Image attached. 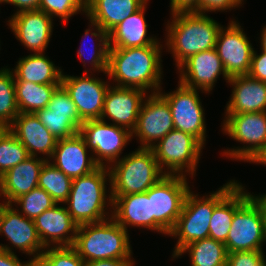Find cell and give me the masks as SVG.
Listing matches in <instances>:
<instances>
[{
    "label": "cell",
    "mask_w": 266,
    "mask_h": 266,
    "mask_svg": "<svg viewBox=\"0 0 266 266\" xmlns=\"http://www.w3.org/2000/svg\"><path fill=\"white\" fill-rule=\"evenodd\" d=\"M163 49L165 46L109 48L104 78L108 77L111 84L117 87L158 93L163 85Z\"/></svg>",
    "instance_id": "obj_1"
},
{
    "label": "cell",
    "mask_w": 266,
    "mask_h": 266,
    "mask_svg": "<svg viewBox=\"0 0 266 266\" xmlns=\"http://www.w3.org/2000/svg\"><path fill=\"white\" fill-rule=\"evenodd\" d=\"M163 41L166 52L172 54L175 67L190 56L215 48L222 24L207 14L180 12L170 14Z\"/></svg>",
    "instance_id": "obj_2"
},
{
    "label": "cell",
    "mask_w": 266,
    "mask_h": 266,
    "mask_svg": "<svg viewBox=\"0 0 266 266\" xmlns=\"http://www.w3.org/2000/svg\"><path fill=\"white\" fill-rule=\"evenodd\" d=\"M112 203L109 167L99 166L72 180L69 197L63 204L79 226L112 217Z\"/></svg>",
    "instance_id": "obj_3"
},
{
    "label": "cell",
    "mask_w": 266,
    "mask_h": 266,
    "mask_svg": "<svg viewBox=\"0 0 266 266\" xmlns=\"http://www.w3.org/2000/svg\"><path fill=\"white\" fill-rule=\"evenodd\" d=\"M238 180H228L215 192L201 196L192 189L188 192L182 212L168 236L177 240L172 250L174 256L189 243L209 238V225L215 206L238 184Z\"/></svg>",
    "instance_id": "obj_4"
},
{
    "label": "cell",
    "mask_w": 266,
    "mask_h": 266,
    "mask_svg": "<svg viewBox=\"0 0 266 266\" xmlns=\"http://www.w3.org/2000/svg\"><path fill=\"white\" fill-rule=\"evenodd\" d=\"M129 233L112 217L78 226L73 247L87 261L134 259Z\"/></svg>",
    "instance_id": "obj_5"
},
{
    "label": "cell",
    "mask_w": 266,
    "mask_h": 266,
    "mask_svg": "<svg viewBox=\"0 0 266 266\" xmlns=\"http://www.w3.org/2000/svg\"><path fill=\"white\" fill-rule=\"evenodd\" d=\"M134 150L109 167L112 197L146 192L166 175L151 148Z\"/></svg>",
    "instance_id": "obj_6"
},
{
    "label": "cell",
    "mask_w": 266,
    "mask_h": 266,
    "mask_svg": "<svg viewBox=\"0 0 266 266\" xmlns=\"http://www.w3.org/2000/svg\"><path fill=\"white\" fill-rule=\"evenodd\" d=\"M204 147L191 134L173 129L151 150L165 174L184 175L194 179Z\"/></svg>",
    "instance_id": "obj_7"
},
{
    "label": "cell",
    "mask_w": 266,
    "mask_h": 266,
    "mask_svg": "<svg viewBox=\"0 0 266 266\" xmlns=\"http://www.w3.org/2000/svg\"><path fill=\"white\" fill-rule=\"evenodd\" d=\"M221 131L243 146L223 148L222 156L232 161L250 162L266 145V112L224 114Z\"/></svg>",
    "instance_id": "obj_8"
},
{
    "label": "cell",
    "mask_w": 266,
    "mask_h": 266,
    "mask_svg": "<svg viewBox=\"0 0 266 266\" xmlns=\"http://www.w3.org/2000/svg\"><path fill=\"white\" fill-rule=\"evenodd\" d=\"M188 178V179H187ZM189 177L165 175L148 190L152 207V232L167 235L180 216L188 192Z\"/></svg>",
    "instance_id": "obj_9"
},
{
    "label": "cell",
    "mask_w": 266,
    "mask_h": 266,
    "mask_svg": "<svg viewBox=\"0 0 266 266\" xmlns=\"http://www.w3.org/2000/svg\"><path fill=\"white\" fill-rule=\"evenodd\" d=\"M79 134L92 152L95 162L105 167L123 158L124 148L132 141V133L128 129L100 119L84 121Z\"/></svg>",
    "instance_id": "obj_10"
},
{
    "label": "cell",
    "mask_w": 266,
    "mask_h": 266,
    "mask_svg": "<svg viewBox=\"0 0 266 266\" xmlns=\"http://www.w3.org/2000/svg\"><path fill=\"white\" fill-rule=\"evenodd\" d=\"M177 86L176 90L167 93L162 88L158 92L170 106L174 129L191 134L206 146L208 135L206 133L205 109L199 92L206 95L209 93L188 88L179 82Z\"/></svg>",
    "instance_id": "obj_11"
},
{
    "label": "cell",
    "mask_w": 266,
    "mask_h": 266,
    "mask_svg": "<svg viewBox=\"0 0 266 266\" xmlns=\"http://www.w3.org/2000/svg\"><path fill=\"white\" fill-rule=\"evenodd\" d=\"M227 253L237 251H264L266 227L262 212L249 197L233 215L226 242Z\"/></svg>",
    "instance_id": "obj_12"
},
{
    "label": "cell",
    "mask_w": 266,
    "mask_h": 266,
    "mask_svg": "<svg viewBox=\"0 0 266 266\" xmlns=\"http://www.w3.org/2000/svg\"><path fill=\"white\" fill-rule=\"evenodd\" d=\"M0 236H5L8 241V244H0L1 249L14 254L17 249L32 261L46 249L38 235L34 220L22 215L11 204L2 202H0Z\"/></svg>",
    "instance_id": "obj_13"
},
{
    "label": "cell",
    "mask_w": 266,
    "mask_h": 266,
    "mask_svg": "<svg viewBox=\"0 0 266 266\" xmlns=\"http://www.w3.org/2000/svg\"><path fill=\"white\" fill-rule=\"evenodd\" d=\"M215 48L229 77L248 75L254 46L234 17L220 28Z\"/></svg>",
    "instance_id": "obj_14"
},
{
    "label": "cell",
    "mask_w": 266,
    "mask_h": 266,
    "mask_svg": "<svg viewBox=\"0 0 266 266\" xmlns=\"http://www.w3.org/2000/svg\"><path fill=\"white\" fill-rule=\"evenodd\" d=\"M94 73H83L81 76L63 72L61 85L66 89L83 121L100 119L106 92L111 85Z\"/></svg>",
    "instance_id": "obj_15"
},
{
    "label": "cell",
    "mask_w": 266,
    "mask_h": 266,
    "mask_svg": "<svg viewBox=\"0 0 266 266\" xmlns=\"http://www.w3.org/2000/svg\"><path fill=\"white\" fill-rule=\"evenodd\" d=\"M173 129L172 112L167 101L159 93L148 94L132 131V139L136 137L139 148H151Z\"/></svg>",
    "instance_id": "obj_16"
},
{
    "label": "cell",
    "mask_w": 266,
    "mask_h": 266,
    "mask_svg": "<svg viewBox=\"0 0 266 266\" xmlns=\"http://www.w3.org/2000/svg\"><path fill=\"white\" fill-rule=\"evenodd\" d=\"M53 20L39 9L24 10L13 13L6 25L30 54L45 53L53 35Z\"/></svg>",
    "instance_id": "obj_17"
},
{
    "label": "cell",
    "mask_w": 266,
    "mask_h": 266,
    "mask_svg": "<svg viewBox=\"0 0 266 266\" xmlns=\"http://www.w3.org/2000/svg\"><path fill=\"white\" fill-rule=\"evenodd\" d=\"M175 70H177L179 76V83L209 94H212L213 88L221 75L226 84L230 79L216 48L190 56Z\"/></svg>",
    "instance_id": "obj_18"
},
{
    "label": "cell",
    "mask_w": 266,
    "mask_h": 266,
    "mask_svg": "<svg viewBox=\"0 0 266 266\" xmlns=\"http://www.w3.org/2000/svg\"><path fill=\"white\" fill-rule=\"evenodd\" d=\"M148 94L139 88L110 85L105 95L100 120L112 122L132 133L136 127L141 106Z\"/></svg>",
    "instance_id": "obj_19"
},
{
    "label": "cell",
    "mask_w": 266,
    "mask_h": 266,
    "mask_svg": "<svg viewBox=\"0 0 266 266\" xmlns=\"http://www.w3.org/2000/svg\"><path fill=\"white\" fill-rule=\"evenodd\" d=\"M48 161L72 180L87 175L99 167L79 133L58 140Z\"/></svg>",
    "instance_id": "obj_20"
},
{
    "label": "cell",
    "mask_w": 266,
    "mask_h": 266,
    "mask_svg": "<svg viewBox=\"0 0 266 266\" xmlns=\"http://www.w3.org/2000/svg\"><path fill=\"white\" fill-rule=\"evenodd\" d=\"M38 235L45 247L73 246L78 224L64 204L56 203L34 220Z\"/></svg>",
    "instance_id": "obj_21"
},
{
    "label": "cell",
    "mask_w": 266,
    "mask_h": 266,
    "mask_svg": "<svg viewBox=\"0 0 266 266\" xmlns=\"http://www.w3.org/2000/svg\"><path fill=\"white\" fill-rule=\"evenodd\" d=\"M8 129L26 147L29 156L39 155L46 160L52 157L58 140L36 114L19 113Z\"/></svg>",
    "instance_id": "obj_22"
},
{
    "label": "cell",
    "mask_w": 266,
    "mask_h": 266,
    "mask_svg": "<svg viewBox=\"0 0 266 266\" xmlns=\"http://www.w3.org/2000/svg\"><path fill=\"white\" fill-rule=\"evenodd\" d=\"M227 84L232 92L224 114L266 112V82L238 75L230 77Z\"/></svg>",
    "instance_id": "obj_23"
},
{
    "label": "cell",
    "mask_w": 266,
    "mask_h": 266,
    "mask_svg": "<svg viewBox=\"0 0 266 266\" xmlns=\"http://www.w3.org/2000/svg\"><path fill=\"white\" fill-rule=\"evenodd\" d=\"M46 161L43 157L29 156L1 176L0 200H3L2 203L11 204L21 195L38 187L39 174Z\"/></svg>",
    "instance_id": "obj_24"
},
{
    "label": "cell",
    "mask_w": 266,
    "mask_h": 266,
    "mask_svg": "<svg viewBox=\"0 0 266 266\" xmlns=\"http://www.w3.org/2000/svg\"><path fill=\"white\" fill-rule=\"evenodd\" d=\"M149 0L136 12L127 17L109 33V48H129L142 46H164L161 38L148 34L149 25L146 22V6ZM148 35V36H147Z\"/></svg>",
    "instance_id": "obj_25"
},
{
    "label": "cell",
    "mask_w": 266,
    "mask_h": 266,
    "mask_svg": "<svg viewBox=\"0 0 266 266\" xmlns=\"http://www.w3.org/2000/svg\"><path fill=\"white\" fill-rule=\"evenodd\" d=\"M112 218L127 232L128 228L152 231L151 198L146 192L112 197Z\"/></svg>",
    "instance_id": "obj_26"
},
{
    "label": "cell",
    "mask_w": 266,
    "mask_h": 266,
    "mask_svg": "<svg viewBox=\"0 0 266 266\" xmlns=\"http://www.w3.org/2000/svg\"><path fill=\"white\" fill-rule=\"evenodd\" d=\"M148 0H91L85 18L97 23L107 33L138 11Z\"/></svg>",
    "instance_id": "obj_27"
},
{
    "label": "cell",
    "mask_w": 266,
    "mask_h": 266,
    "mask_svg": "<svg viewBox=\"0 0 266 266\" xmlns=\"http://www.w3.org/2000/svg\"><path fill=\"white\" fill-rule=\"evenodd\" d=\"M45 54L35 53L20 57L11 69L15 81L61 85L63 70Z\"/></svg>",
    "instance_id": "obj_28"
},
{
    "label": "cell",
    "mask_w": 266,
    "mask_h": 266,
    "mask_svg": "<svg viewBox=\"0 0 266 266\" xmlns=\"http://www.w3.org/2000/svg\"><path fill=\"white\" fill-rule=\"evenodd\" d=\"M249 193L239 182L214 208L209 225V238L225 243L234 212L249 198Z\"/></svg>",
    "instance_id": "obj_29"
},
{
    "label": "cell",
    "mask_w": 266,
    "mask_h": 266,
    "mask_svg": "<svg viewBox=\"0 0 266 266\" xmlns=\"http://www.w3.org/2000/svg\"><path fill=\"white\" fill-rule=\"evenodd\" d=\"M87 20L89 21L88 23L89 25L88 28H86V30L84 31L85 32L84 35H82L83 42L77 50L78 58L80 59V62H83L82 64L85 67L84 73L90 72L95 74L98 73L105 74L107 73V68H108V51H109L108 33L103 28H101L97 23H94L90 19ZM90 35L92 36L91 39L94 38L93 41H95L92 46H90V44L88 45L87 42L84 41L85 39L89 38ZM91 39L90 41L92 42ZM86 46L87 47L89 46L87 48L88 51L86 50L88 53V57H86V51L83 49V47L86 48ZM89 48L91 50H89ZM87 65L88 67L90 66V68H86Z\"/></svg>",
    "instance_id": "obj_30"
},
{
    "label": "cell",
    "mask_w": 266,
    "mask_h": 266,
    "mask_svg": "<svg viewBox=\"0 0 266 266\" xmlns=\"http://www.w3.org/2000/svg\"><path fill=\"white\" fill-rule=\"evenodd\" d=\"M188 254L190 266H226L227 250L223 242L212 238L193 241L183 247L173 258Z\"/></svg>",
    "instance_id": "obj_31"
},
{
    "label": "cell",
    "mask_w": 266,
    "mask_h": 266,
    "mask_svg": "<svg viewBox=\"0 0 266 266\" xmlns=\"http://www.w3.org/2000/svg\"><path fill=\"white\" fill-rule=\"evenodd\" d=\"M59 85L15 81L16 101L19 113H36L47 107Z\"/></svg>",
    "instance_id": "obj_32"
},
{
    "label": "cell",
    "mask_w": 266,
    "mask_h": 266,
    "mask_svg": "<svg viewBox=\"0 0 266 266\" xmlns=\"http://www.w3.org/2000/svg\"><path fill=\"white\" fill-rule=\"evenodd\" d=\"M18 114L15 77L7 65L0 69V127L8 128Z\"/></svg>",
    "instance_id": "obj_33"
},
{
    "label": "cell",
    "mask_w": 266,
    "mask_h": 266,
    "mask_svg": "<svg viewBox=\"0 0 266 266\" xmlns=\"http://www.w3.org/2000/svg\"><path fill=\"white\" fill-rule=\"evenodd\" d=\"M72 179L48 160L39 174L38 187L44 189L56 203L63 204L69 197Z\"/></svg>",
    "instance_id": "obj_34"
},
{
    "label": "cell",
    "mask_w": 266,
    "mask_h": 266,
    "mask_svg": "<svg viewBox=\"0 0 266 266\" xmlns=\"http://www.w3.org/2000/svg\"><path fill=\"white\" fill-rule=\"evenodd\" d=\"M29 157L26 147L9 131L0 130V177Z\"/></svg>",
    "instance_id": "obj_35"
},
{
    "label": "cell",
    "mask_w": 266,
    "mask_h": 266,
    "mask_svg": "<svg viewBox=\"0 0 266 266\" xmlns=\"http://www.w3.org/2000/svg\"><path fill=\"white\" fill-rule=\"evenodd\" d=\"M55 204L56 202L52 197L40 187L21 195L11 203L22 215L32 220H35L37 216Z\"/></svg>",
    "instance_id": "obj_36"
},
{
    "label": "cell",
    "mask_w": 266,
    "mask_h": 266,
    "mask_svg": "<svg viewBox=\"0 0 266 266\" xmlns=\"http://www.w3.org/2000/svg\"><path fill=\"white\" fill-rule=\"evenodd\" d=\"M84 260L73 246L46 247L33 266H84Z\"/></svg>",
    "instance_id": "obj_37"
},
{
    "label": "cell",
    "mask_w": 266,
    "mask_h": 266,
    "mask_svg": "<svg viewBox=\"0 0 266 266\" xmlns=\"http://www.w3.org/2000/svg\"><path fill=\"white\" fill-rule=\"evenodd\" d=\"M35 114L44 127L47 128L57 140L68 138L79 133V127L68 118V114L52 113L47 107L38 110Z\"/></svg>",
    "instance_id": "obj_38"
},
{
    "label": "cell",
    "mask_w": 266,
    "mask_h": 266,
    "mask_svg": "<svg viewBox=\"0 0 266 266\" xmlns=\"http://www.w3.org/2000/svg\"><path fill=\"white\" fill-rule=\"evenodd\" d=\"M38 9L53 19L59 18L63 26L72 16L85 15V6L79 0H40Z\"/></svg>",
    "instance_id": "obj_39"
},
{
    "label": "cell",
    "mask_w": 266,
    "mask_h": 266,
    "mask_svg": "<svg viewBox=\"0 0 266 266\" xmlns=\"http://www.w3.org/2000/svg\"><path fill=\"white\" fill-rule=\"evenodd\" d=\"M47 108L50 109L52 113L68 114V118L79 128L84 123L75 107V103L62 85H59L55 89L50 102L47 104Z\"/></svg>",
    "instance_id": "obj_40"
},
{
    "label": "cell",
    "mask_w": 266,
    "mask_h": 266,
    "mask_svg": "<svg viewBox=\"0 0 266 266\" xmlns=\"http://www.w3.org/2000/svg\"><path fill=\"white\" fill-rule=\"evenodd\" d=\"M226 266H266V255L264 251L228 253Z\"/></svg>",
    "instance_id": "obj_41"
},
{
    "label": "cell",
    "mask_w": 266,
    "mask_h": 266,
    "mask_svg": "<svg viewBox=\"0 0 266 266\" xmlns=\"http://www.w3.org/2000/svg\"><path fill=\"white\" fill-rule=\"evenodd\" d=\"M245 0H200V13L210 14L240 9ZM209 12V13H208Z\"/></svg>",
    "instance_id": "obj_42"
},
{
    "label": "cell",
    "mask_w": 266,
    "mask_h": 266,
    "mask_svg": "<svg viewBox=\"0 0 266 266\" xmlns=\"http://www.w3.org/2000/svg\"><path fill=\"white\" fill-rule=\"evenodd\" d=\"M257 52L254 48L248 75L254 79L266 82V51L261 50V53Z\"/></svg>",
    "instance_id": "obj_43"
},
{
    "label": "cell",
    "mask_w": 266,
    "mask_h": 266,
    "mask_svg": "<svg viewBox=\"0 0 266 266\" xmlns=\"http://www.w3.org/2000/svg\"><path fill=\"white\" fill-rule=\"evenodd\" d=\"M170 14L180 12L200 13V0H170Z\"/></svg>",
    "instance_id": "obj_44"
},
{
    "label": "cell",
    "mask_w": 266,
    "mask_h": 266,
    "mask_svg": "<svg viewBox=\"0 0 266 266\" xmlns=\"http://www.w3.org/2000/svg\"><path fill=\"white\" fill-rule=\"evenodd\" d=\"M17 254L10 253L0 248V266H33V261L29 258L27 261H22Z\"/></svg>",
    "instance_id": "obj_45"
},
{
    "label": "cell",
    "mask_w": 266,
    "mask_h": 266,
    "mask_svg": "<svg viewBox=\"0 0 266 266\" xmlns=\"http://www.w3.org/2000/svg\"><path fill=\"white\" fill-rule=\"evenodd\" d=\"M10 4L16 8L14 13L24 10H37L39 8L40 0H0V4Z\"/></svg>",
    "instance_id": "obj_46"
},
{
    "label": "cell",
    "mask_w": 266,
    "mask_h": 266,
    "mask_svg": "<svg viewBox=\"0 0 266 266\" xmlns=\"http://www.w3.org/2000/svg\"><path fill=\"white\" fill-rule=\"evenodd\" d=\"M134 259H106L85 262L84 266H135Z\"/></svg>",
    "instance_id": "obj_47"
},
{
    "label": "cell",
    "mask_w": 266,
    "mask_h": 266,
    "mask_svg": "<svg viewBox=\"0 0 266 266\" xmlns=\"http://www.w3.org/2000/svg\"><path fill=\"white\" fill-rule=\"evenodd\" d=\"M249 196L255 201V203L259 206L262 215H263V219L265 222V227H266V193L263 194H254L253 192H248ZM257 195V196H256Z\"/></svg>",
    "instance_id": "obj_48"
},
{
    "label": "cell",
    "mask_w": 266,
    "mask_h": 266,
    "mask_svg": "<svg viewBox=\"0 0 266 266\" xmlns=\"http://www.w3.org/2000/svg\"><path fill=\"white\" fill-rule=\"evenodd\" d=\"M257 164L266 166V145L254 156V158L249 162V164Z\"/></svg>",
    "instance_id": "obj_49"
},
{
    "label": "cell",
    "mask_w": 266,
    "mask_h": 266,
    "mask_svg": "<svg viewBox=\"0 0 266 266\" xmlns=\"http://www.w3.org/2000/svg\"><path fill=\"white\" fill-rule=\"evenodd\" d=\"M261 34L258 40L260 43V50L266 51V25L263 26L262 30H260Z\"/></svg>",
    "instance_id": "obj_50"
},
{
    "label": "cell",
    "mask_w": 266,
    "mask_h": 266,
    "mask_svg": "<svg viewBox=\"0 0 266 266\" xmlns=\"http://www.w3.org/2000/svg\"><path fill=\"white\" fill-rule=\"evenodd\" d=\"M79 1L86 7L91 0H79Z\"/></svg>",
    "instance_id": "obj_51"
}]
</instances>
